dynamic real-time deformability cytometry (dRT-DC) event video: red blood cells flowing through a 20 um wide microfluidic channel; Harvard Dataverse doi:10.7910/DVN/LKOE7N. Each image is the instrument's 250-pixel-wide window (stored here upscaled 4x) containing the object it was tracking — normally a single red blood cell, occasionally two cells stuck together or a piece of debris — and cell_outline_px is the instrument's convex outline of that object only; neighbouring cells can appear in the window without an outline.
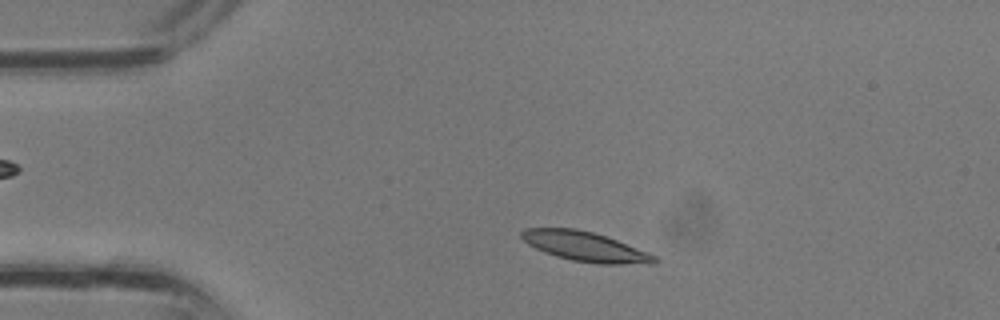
{"species": "common noctule bat (a hibernating species)", "species_latin": "Nyctalus noctula", "temperature_condition": "room temperature", "stored_images_in_passage": 31, "camera_frame_rate_fps": 3000, "um_per_image_px": 0.085, "animal": {"sex": "male", "body_mass_g": 13.3}, "frame": {"image": 1, "passage_image": 4, "time_ms": 1.0, "image_size_px": [1000, 320], "cell_outline_px": [[660, 260], [652, 264], [600, 264], [572, 260], [556, 256], [544, 252], [528, 244], [520, 236], [520, 232], [524, 228], [576, 228], [592, 232], [616, 240], [656, 256]], "centroid_in_image_um": [49.72, 20.96], "position_along_channel_um": 35.3, "area_um2": 22.77}}
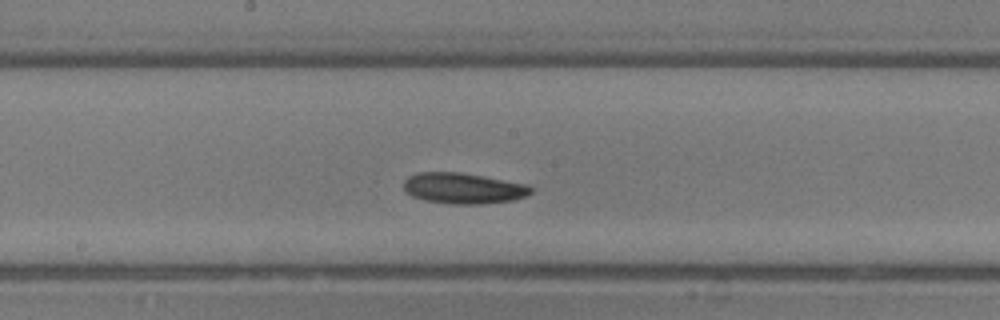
{"frame": {"image": 2, "passage_image": 15, "time_ms": 4.667, "image_size_px": [1000, 320], "cell_outline_px": [[532, 192], [528, 196], [512, 200], [484, 204], [452, 204], [424, 200], [412, 196], [404, 188], [404, 180], [408, 176], [416, 172], [460, 172], [528, 184], [532, 188]], "centroid_in_image_um": [39.39, 16.0], "position_along_channel_um": 208.8, "area_um2": 22.95}}
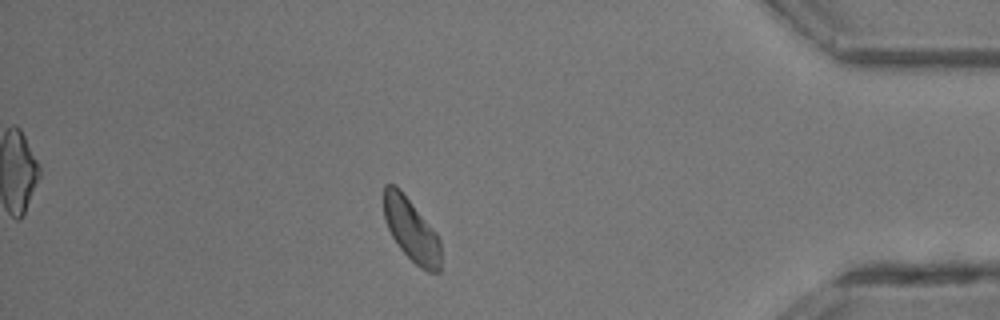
{"frame": {"image": 3, "passage_image": 27, "time_ms": 8.667, "image_size_px": [1000, 320], "cell_outline_px": [[440, 272], [428, 272], [420, 268], [400, 248], [392, 236], [388, 228], [384, 216], [384, 184], [396, 184], [400, 188], [436, 232], [440, 240]], "centroid_in_image_um": [34.96, 19.53], "position_along_channel_um": 400.2, "area_um2": 20.81}}